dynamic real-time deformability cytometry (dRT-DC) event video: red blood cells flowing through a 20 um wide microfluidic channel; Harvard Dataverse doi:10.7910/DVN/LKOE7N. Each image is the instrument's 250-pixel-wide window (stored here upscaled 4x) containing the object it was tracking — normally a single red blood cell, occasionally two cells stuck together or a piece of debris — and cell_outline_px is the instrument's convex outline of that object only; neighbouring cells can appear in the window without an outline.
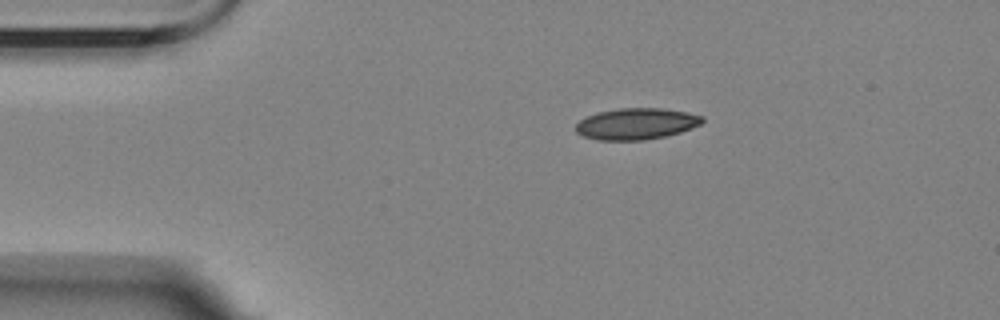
{"species": "Egyptian fruit bat (a non-hibernating species)", "species_latin": "Rousettus aegyptiacus", "temperature_condition": "room temperature", "stored_images_in_passage": 9, "camera_frame_rate_fps": 3000, "um_per_image_px": 0.085, "animal": {"sex": "female"}, "frame": {"image": 1, "passage_image": 1, "time_ms": 0.0, "image_size_px": [1000, 320], "cell_outline_px": [[704, 120], [700, 124], [692, 128], [680, 132], [664, 136], [644, 140], [596, 140], [584, 136], [576, 132], [576, 124], [580, 120], [596, 112], [620, 108], [660, 108], [684, 112], [704, 116]], "centroid_in_image_um": [54.07, 10.52], "position_along_channel_um": 30.9, "area_um2": 23.0}}
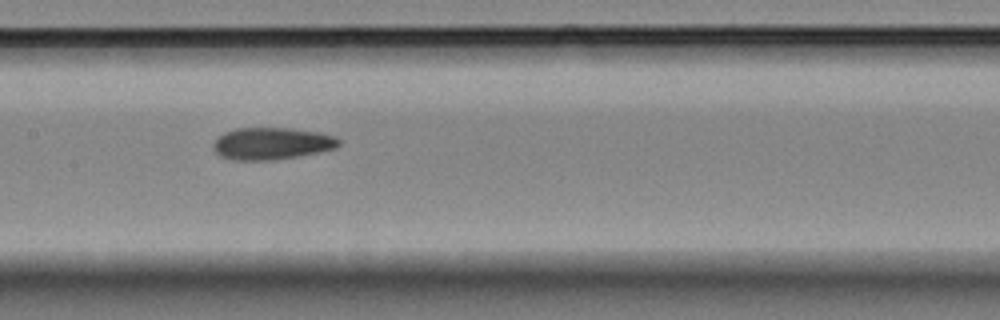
{"frame": {"image": 2, "passage_image": 6, "time_ms": 5.667, "image_size_px": [1000, 320], "cell_outline_px": [[340, 144], [336, 148], [300, 156], [272, 160], [232, 160], [220, 156], [212, 148], [212, 144], [224, 132], [236, 128], [288, 128], [320, 132], [336, 136], [340, 140]], "centroid_in_image_um": [23.11, 12.2], "position_along_channel_um": 184.3, "area_um2": 23.58}}
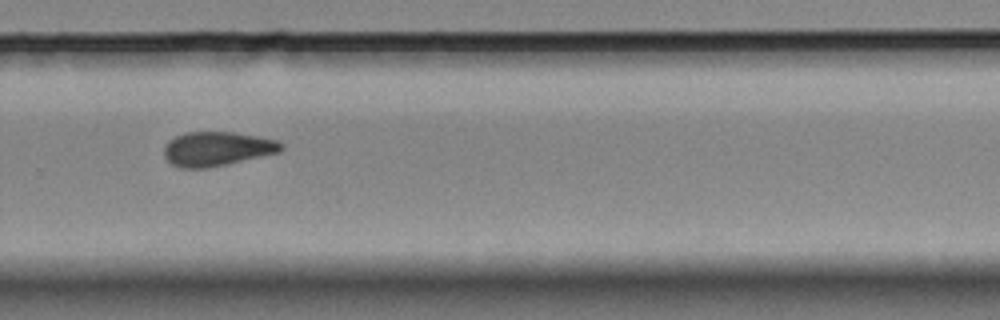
{"frame": {"image": 3, "passage_image": 9, "time_ms": 9.333, "image_size_px": [1000, 320], "cell_outline_px": [[284, 148], [280, 152], [228, 164], [208, 168], [180, 168], [172, 164], [164, 156], [164, 148], [168, 140], [184, 132], [232, 132], [260, 136], [276, 140], [284, 144]], "centroid_in_image_um": [18.46, 12.65], "position_along_channel_um": 311.3, "area_um2": 23.58}}